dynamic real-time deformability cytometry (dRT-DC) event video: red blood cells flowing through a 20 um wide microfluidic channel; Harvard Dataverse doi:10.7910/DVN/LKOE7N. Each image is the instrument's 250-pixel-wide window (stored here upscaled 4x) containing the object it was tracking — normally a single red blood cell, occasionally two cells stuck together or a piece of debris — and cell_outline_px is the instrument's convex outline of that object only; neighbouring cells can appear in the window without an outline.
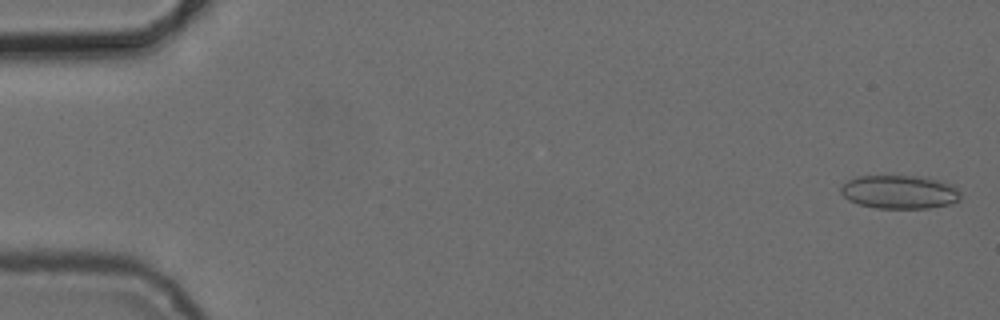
{"species": "common noctule bat (a hibernating species)", "species_latin": "Nyctalus noctula", "temperature_condition": "cold", "stored_images_in_passage": 3, "camera_frame_rate_fps": 3000, "um_per_image_px": 0.085, "animal": {"sex": "female", "body_mass_g": 24.6, "forearm_length_mm": 56.2}, "frame": {"image": 1, "passage_image": 1, "time_ms": 0.0, "image_size_px": [1000, 320], "cell_outline_px": [[960, 200], [948, 204], [928, 208], [876, 208], [860, 204], [848, 200], [840, 192], [840, 188], [848, 180], [856, 176], [924, 176], [940, 180], [952, 184], [960, 188]], "centroid_in_image_um": [76.49, 16.3], "position_along_channel_um": 8.5, "area_um2": 23.58}}